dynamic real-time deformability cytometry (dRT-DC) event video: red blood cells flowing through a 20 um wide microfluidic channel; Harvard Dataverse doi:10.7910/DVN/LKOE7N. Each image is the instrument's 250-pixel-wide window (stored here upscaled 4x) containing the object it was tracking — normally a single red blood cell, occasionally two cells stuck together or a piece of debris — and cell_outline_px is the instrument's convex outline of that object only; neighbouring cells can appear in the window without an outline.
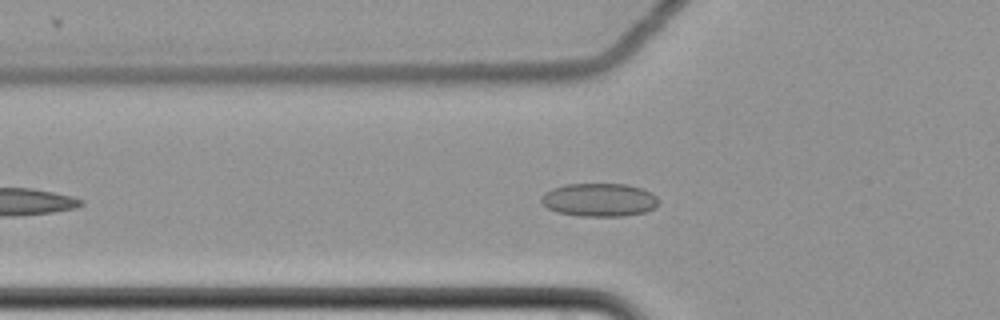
{"species": "common noctule bat (a hibernating species)", "species_latin": "Nyctalus noctula", "temperature_condition": "cold", "stored_images_in_passage": 39, "camera_frame_rate_fps": 3000, "um_per_image_px": 0.085, "animal": {"sex": "female", "body_mass_g": 22.7, "forearm_length_mm": 54.2}, "frame": {"image": 1, "passage_image": 6, "time_ms": 1.667, "image_size_px": [1000, 320], "cell_outline_px": [[660, 200], [656, 208], [644, 212], [624, 216], [580, 216], [556, 212], [548, 208], [540, 200], [552, 188], [564, 184], [628, 184], [644, 188], [652, 192]], "centroid_in_image_um": [51.01, 16.98], "position_along_channel_um": 74.8, "area_um2": 22.89}}
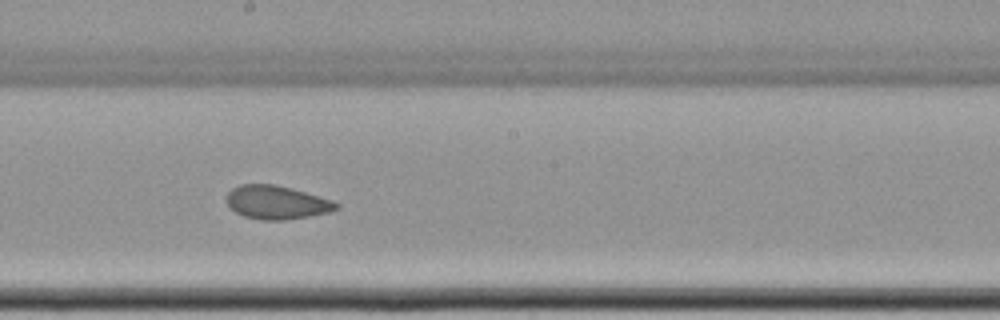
{"frame": {"image": 2, "passage_image": 19, "time_ms": 6.0, "image_size_px": [1000, 320], "cell_outline_px": [[340, 208], [328, 212], [288, 220], [260, 220], [244, 216], [236, 212], [228, 204], [228, 192], [232, 188], [240, 184], [272, 184], [292, 188], [332, 200], [340, 204]], "centroid_in_image_um": [23.54, 17.2], "position_along_channel_um": 224.7, "area_um2": 21.33}}
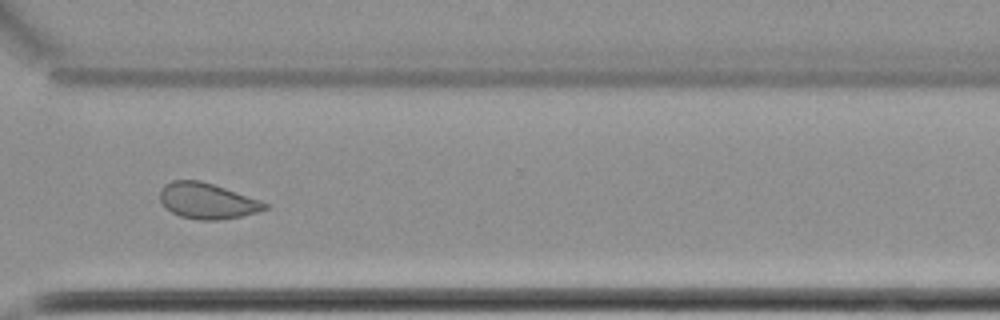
{"frame": {"image": 3, "passage_image": 30, "time_ms": 9.667, "image_size_px": [1000, 320], "cell_outline_px": [[268, 208], [256, 212], [240, 216], [220, 220], [200, 220], [180, 216], [172, 212], [160, 200], [160, 188], [164, 184], [172, 180], [200, 180], [260, 200], [268, 204]], "centroid_in_image_um": [17.59, 17.07], "position_along_channel_um": 353.0, "area_um2": 21.62}, "authors_computed_cell_mechanics": {"area_um2": 21.7906, "velocity_mm_per_s": 3.4813, "shape_relaxation_time_tau1_ms": null, "shape_relaxation_time_tau2_ms": 3.9894, "deformation_change_tau1": null, "deformation_change_tau2": 0.0747}}